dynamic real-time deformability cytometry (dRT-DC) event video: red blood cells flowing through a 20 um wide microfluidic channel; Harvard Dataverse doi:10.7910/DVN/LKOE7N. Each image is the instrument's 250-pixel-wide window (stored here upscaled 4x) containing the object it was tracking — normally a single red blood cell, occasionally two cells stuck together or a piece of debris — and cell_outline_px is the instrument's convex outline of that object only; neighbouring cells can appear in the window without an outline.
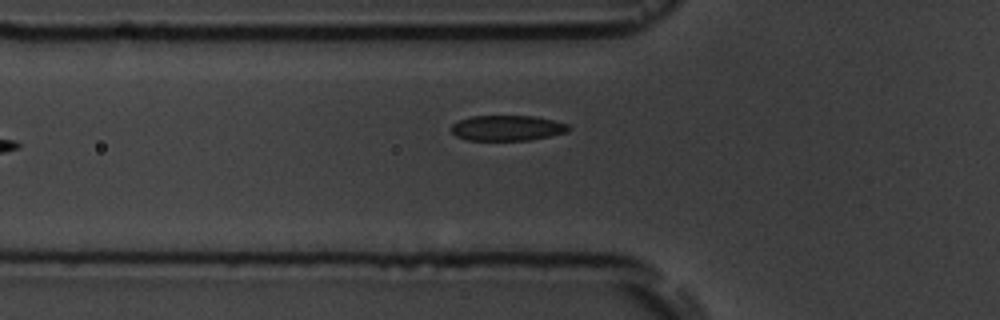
{"species": "common noctule bat (a hibernating species)", "species_latin": "Nyctalus noctula", "temperature_condition": "room temperature", "stored_images_in_passage": 7, "camera_frame_rate_fps": 3000, "um_per_image_px": 0.085, "animal": {"sex": "male", "body_mass_g": 19.5, "forearm_length_mm": 54.6}, "frame": {"image": 1, "passage_image": 6, "time_ms": 6.667, "image_size_px": [1000, 320], "cell_outline_px": [[572, 128], [568, 132], [528, 140], [468, 140], [456, 136], [452, 132], [452, 124], [460, 120], [472, 116], [532, 116], [552, 120], [568, 124]], "centroid_in_image_um": [43.13, 10.88], "position_along_channel_um": 82.7, "area_um2": 17.22}}
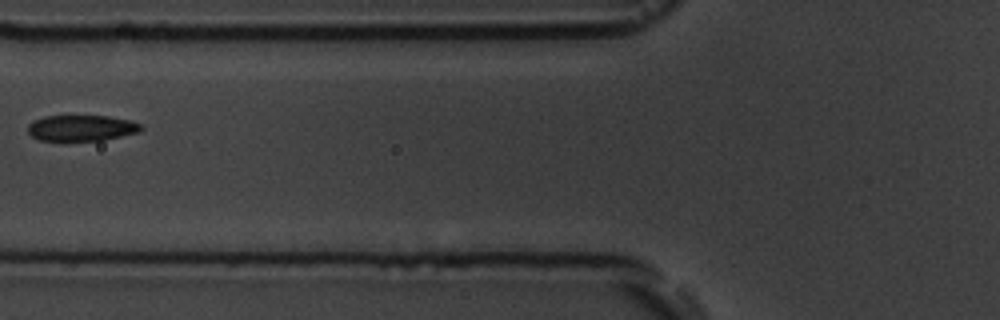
{"frame": {"image": 2, "passage_image": 7, "time_ms": 7.667, "image_size_px": [1000, 320], "cell_outline_px": [[144, 128], [140, 132], [104, 140], [64, 144], [40, 140], [32, 136], [28, 132], [28, 124], [44, 116], [108, 116], [128, 120], [140, 124]], "centroid_in_image_um": [6.9, 10.94], "position_along_channel_um": 118.9, "area_um2": 17.86}}